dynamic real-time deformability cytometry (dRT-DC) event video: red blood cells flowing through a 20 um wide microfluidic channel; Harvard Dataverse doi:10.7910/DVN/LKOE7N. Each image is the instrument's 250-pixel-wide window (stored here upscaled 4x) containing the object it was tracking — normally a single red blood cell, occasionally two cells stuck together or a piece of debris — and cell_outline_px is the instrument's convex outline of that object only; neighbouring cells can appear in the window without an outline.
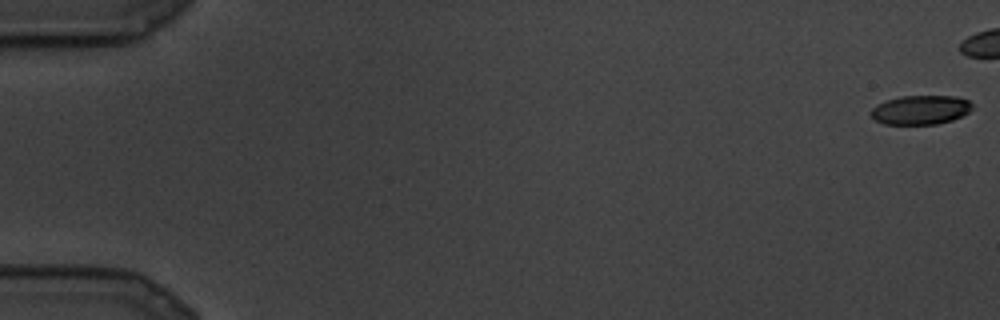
{"species": "common noctule bat (a hibernating species)", "species_latin": "Nyctalus noctula", "temperature_condition": "cold", "stored_images_in_passage": 10, "camera_frame_rate_fps": 3000, "um_per_image_px": 0.085, "animal": {"sex": "male", "body_mass_g": 19.5, "forearm_length_mm": 54.6}, "frame": {"image": 1, "passage_image": 1, "time_ms": 0.0, "image_size_px": [1000, 320], "cell_outline_px": [[972, 108], [968, 112], [952, 120], [936, 124], [884, 124], [876, 120], [868, 112], [876, 104], [900, 96], [956, 96], [968, 100], [972, 104]], "centroid_in_image_um": [78.22, 9.33], "position_along_channel_um": 6.8, "area_um2": 17.17}}